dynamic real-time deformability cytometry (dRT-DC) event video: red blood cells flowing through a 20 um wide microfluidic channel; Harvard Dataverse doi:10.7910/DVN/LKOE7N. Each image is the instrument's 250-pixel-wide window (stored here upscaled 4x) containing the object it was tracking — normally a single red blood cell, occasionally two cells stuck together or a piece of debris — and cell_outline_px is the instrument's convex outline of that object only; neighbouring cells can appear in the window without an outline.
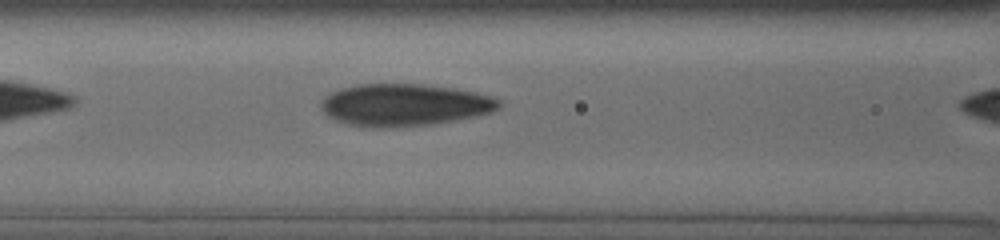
{"species": "human", "species_latin": "Homo sapiens", "temperature_condition": "cold", "stored_images_in_passage": 47, "camera_frame_rate_fps": 3000, "um_per_image_px": 0.085, "donor": {"sex": "male"}, "frame": {"image": 1, "passage_image": 19, "time_ms": 5.0, "image_size_px": [1000, 240], "cell_outline_px": [[500, 104], [492, 112], [432, 124], [388, 128], [380, 128], [348, 124], [336, 120], [328, 116], [320, 108], [320, 104], [324, 96], [340, 88], [356, 84], [424, 84], [452, 88], [472, 92], [488, 96], [500, 100]], "centroid_in_image_um": [34.29, 8.91], "position_along_channel_um": 132.3, "area_um2": 43.35}}
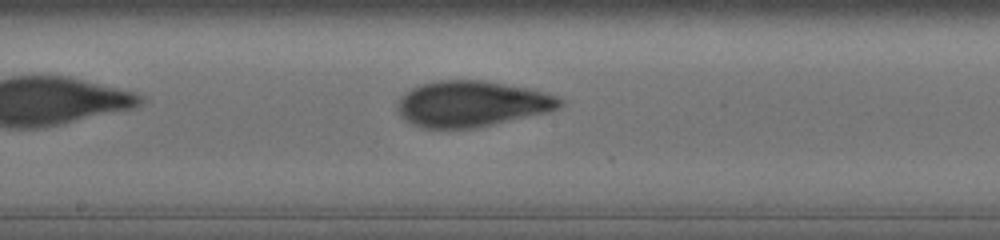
{"frame": {"image": 2, "passage_image": 28, "time_ms": 7.0, "image_size_px": [1000, 240], "cell_outline_px": [[564, 104], [556, 108], [544, 112], [492, 124], [472, 128], [420, 128], [412, 124], [396, 108], [396, 104], [400, 96], [404, 92], [412, 88], [424, 84], [440, 80], [484, 80], [528, 88], [556, 96], [564, 100]], "centroid_in_image_um": [40.06, 8.81], "position_along_channel_um": 208.1, "area_um2": 42.83}}
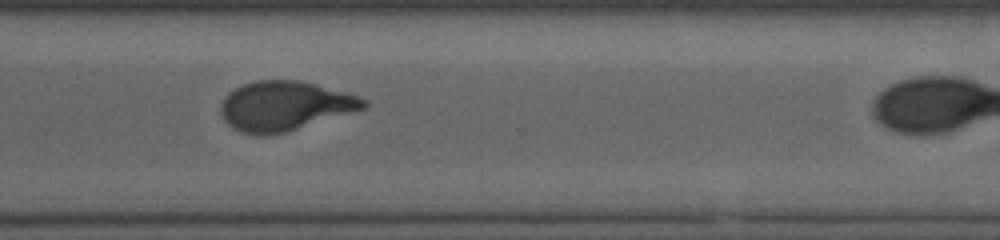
{"frame": {"image": 3, "passage_image": 42, "time_ms": 10.667, "image_size_px": [1000, 240], "cell_outline_px": [[368, 104], [364, 108], [284, 132], [260, 136], [244, 132], [232, 128], [224, 120], [220, 112], [220, 104], [228, 92], [244, 84], [256, 80], [300, 80], [316, 84], [344, 92], [368, 100]], "centroid_in_image_um": [24.15, 8.99], "position_along_channel_um": 346.5, "area_um2": 40.63}}